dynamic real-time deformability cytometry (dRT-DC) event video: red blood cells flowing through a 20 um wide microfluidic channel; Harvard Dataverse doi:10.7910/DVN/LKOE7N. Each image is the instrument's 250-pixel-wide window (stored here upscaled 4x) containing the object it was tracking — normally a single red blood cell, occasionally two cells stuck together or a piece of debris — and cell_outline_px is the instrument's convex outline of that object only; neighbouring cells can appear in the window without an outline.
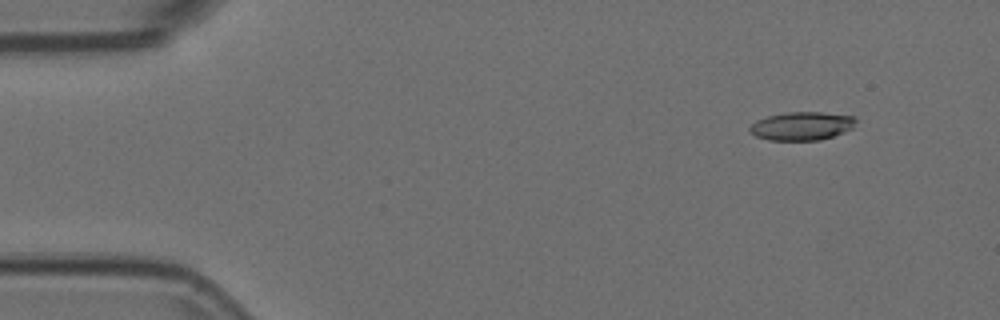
{"species": "Egyptian fruit bat (a non-hibernating species)", "species_latin": "Rousettus aegyptiacus", "temperature_condition": "room temperature", "stored_images_in_passage": 4, "camera_frame_rate_fps": 3000, "um_per_image_px": 0.085, "animal": {"sex": "female"}, "frame": {"image": 1, "passage_image": 1, "time_ms": 0.0, "image_size_px": [1000, 320], "cell_outline_px": [[856, 120], [852, 128], [844, 132], [820, 140], [768, 140], [756, 136], [748, 132], [748, 128], [756, 120], [768, 116], [784, 112], [820, 112], [856, 116]], "centroid_in_image_um": [68.13, 10.7], "position_along_channel_um": 16.9, "area_um2": 17.63}}
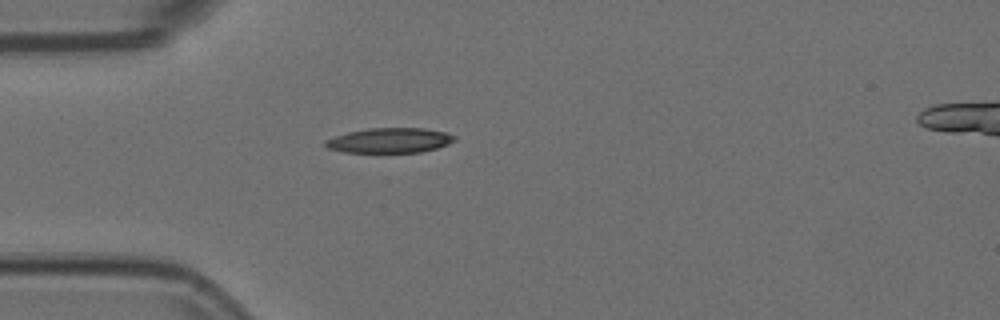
{"frame": {"image": 2, "passage_image": 4, "time_ms": 1.0, "image_size_px": [1000, 320], "cell_outline_px": [[456, 140], [448, 144], [436, 148], [420, 152], [344, 152], [328, 148], [324, 144], [324, 140], [348, 132], [368, 128], [424, 128], [444, 132], [456, 136]], "centroid_in_image_um": [33.12, 11.93], "position_along_channel_um": 51.9, "area_um2": 18.67}}